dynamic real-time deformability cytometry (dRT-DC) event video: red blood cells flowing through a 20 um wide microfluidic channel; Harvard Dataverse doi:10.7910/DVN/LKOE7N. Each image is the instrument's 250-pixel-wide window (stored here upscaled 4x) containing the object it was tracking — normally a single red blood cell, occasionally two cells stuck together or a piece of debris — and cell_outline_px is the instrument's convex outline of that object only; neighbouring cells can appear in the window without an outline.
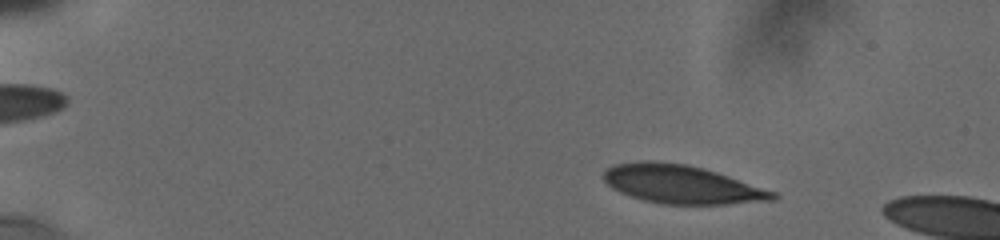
{"species": "human", "species_latin": "Homo sapiens", "temperature_condition": "cold", "stored_images_in_passage": 14, "camera_frame_rate_fps": 3000, "um_per_image_px": 0.085, "donor": {"sex": "male"}, "frame": {"image": 1, "passage_image": 7, "time_ms": 2.0, "image_size_px": [1000, 240], "cell_outline_px": [[776, 196], [772, 200], [724, 204], [660, 204], [644, 200], [620, 192], [612, 188], [604, 180], [604, 172], [608, 168], [616, 164], [640, 160], [652, 160], [684, 164], [704, 168], [776, 192]], "centroid_in_image_um": [57.9, 15.66], "position_along_channel_um": 27.1, "area_um2": 37.51}}